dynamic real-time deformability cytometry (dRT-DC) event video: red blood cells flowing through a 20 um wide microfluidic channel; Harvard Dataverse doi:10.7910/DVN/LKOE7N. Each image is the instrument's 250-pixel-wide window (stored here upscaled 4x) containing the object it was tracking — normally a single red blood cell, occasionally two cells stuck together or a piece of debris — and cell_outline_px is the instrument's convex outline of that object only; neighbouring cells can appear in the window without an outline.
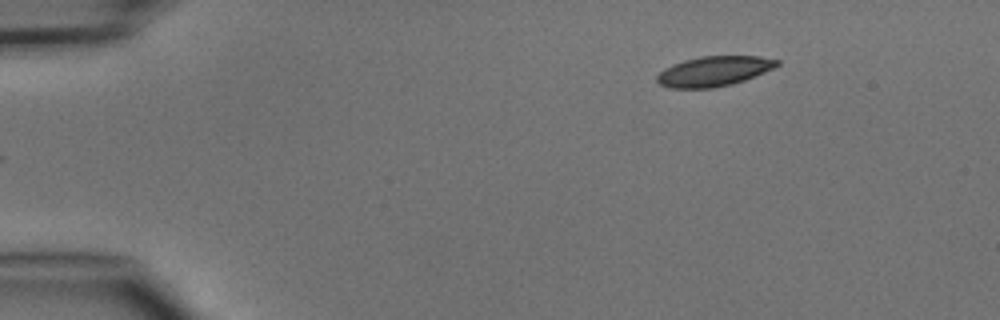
{"species": "common noctule bat (a hibernating species)", "species_latin": "Nyctalus noctula", "temperature_condition": "cold", "stored_images_in_passage": 3, "camera_frame_rate_fps": 3000, "um_per_image_px": 0.085, "animal": {"sex": "male", "body_mass_g": 15.6}, "frame": {"image": 1, "passage_image": 1, "time_ms": 0.0, "image_size_px": [1000, 320], "cell_outline_px": [[780, 64], [764, 72], [744, 80], [732, 84], [712, 88], [668, 88], [660, 84], [656, 80], [656, 76], [664, 68], [672, 64], [684, 60], [700, 56], [760, 56], [780, 60]], "centroid_in_image_um": [60.66, 6.05], "position_along_channel_um": 24.3, "area_um2": 20.98}}